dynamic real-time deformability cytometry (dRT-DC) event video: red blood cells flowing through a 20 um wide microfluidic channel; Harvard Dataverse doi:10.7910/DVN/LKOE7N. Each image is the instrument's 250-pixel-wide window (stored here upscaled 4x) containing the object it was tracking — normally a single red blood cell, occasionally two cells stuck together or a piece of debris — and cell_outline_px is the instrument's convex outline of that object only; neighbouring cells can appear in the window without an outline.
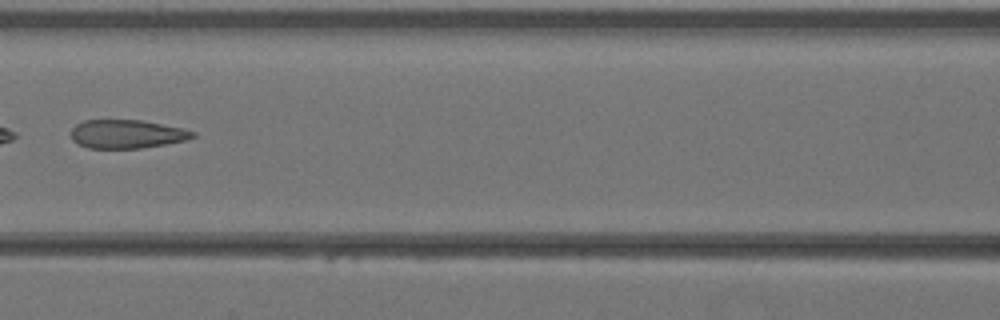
{"species": "Egyptian fruit bat (a non-hibernating species)", "species_latin": "Rousettus aegyptiacus", "temperature_condition": "warm", "stored_images_in_passage": 26, "camera_frame_rate_fps": 3000, "um_per_image_px": 0.085, "animal": {"sex": "female"}, "frame": {"image": 1, "passage_image": 8, "time_ms": 2.333, "image_size_px": [1000, 320], "cell_outline_px": [[196, 136], [184, 140], [164, 144], [140, 148], [88, 148], [76, 144], [72, 140], [72, 128], [76, 124], [84, 120], [140, 120], [180, 128], [196, 132]], "centroid_in_image_um": [10.73, 11.39], "position_along_channel_um": 155.9, "area_um2": 20.06}}
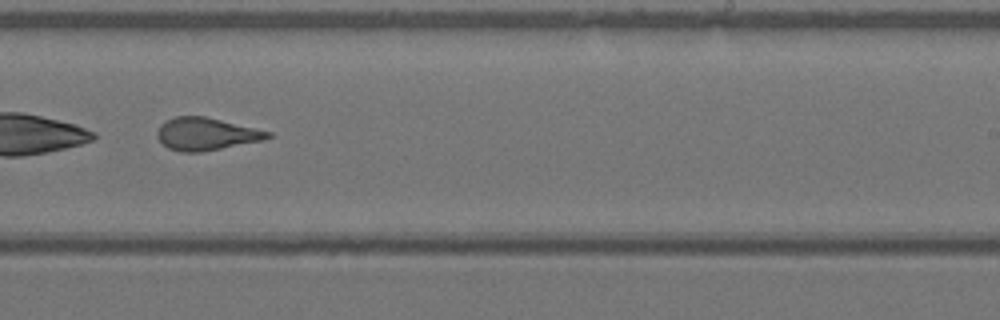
{"frame": {"image": 2, "passage_image": 15, "time_ms": 4.667, "image_size_px": [1000, 320], "cell_outline_px": [[272, 136], [264, 140], [200, 152], [180, 152], [168, 148], [156, 136], [156, 132], [160, 124], [176, 116], [204, 116], [272, 132]], "centroid_in_image_um": [17.51, 11.39], "position_along_channel_um": 271.5, "area_um2": 20.81}}